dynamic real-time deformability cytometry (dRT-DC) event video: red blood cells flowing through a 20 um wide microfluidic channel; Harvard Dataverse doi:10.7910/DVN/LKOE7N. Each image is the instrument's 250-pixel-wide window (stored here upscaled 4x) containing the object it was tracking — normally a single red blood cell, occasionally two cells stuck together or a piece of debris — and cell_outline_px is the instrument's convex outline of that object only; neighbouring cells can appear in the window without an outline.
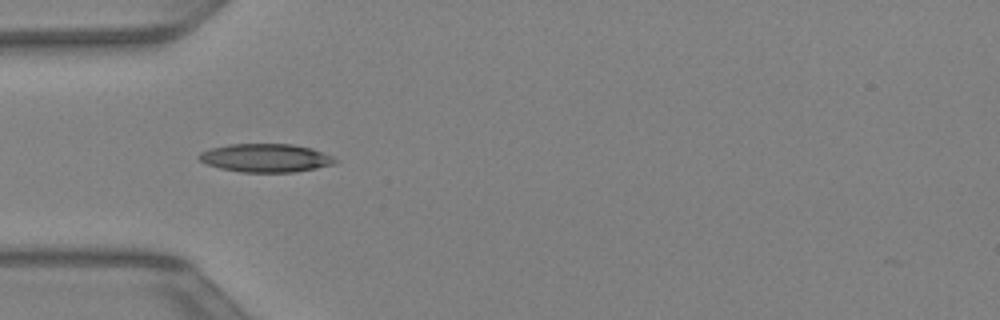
{"species": "Egyptian fruit bat (a non-hibernating species)", "species_latin": "Rousettus aegyptiacus", "temperature_condition": "warm", "stored_images_in_passage": 29, "camera_frame_rate_fps": 3000, "um_per_image_px": 0.085, "animal": {"sex": "female"}, "frame": {"image": 1, "passage_image": 4, "time_ms": 1.0, "image_size_px": [1000, 320], "cell_outline_px": [[340, 160], [336, 164], [296, 172], [240, 172], [220, 168], [208, 164], [200, 160], [196, 156], [200, 152], [212, 148], [228, 144], [292, 144], [312, 148], [332, 156]], "centroid_in_image_um": [22.62, 13.42], "position_along_channel_um": 62.4, "area_um2": 22.6}}